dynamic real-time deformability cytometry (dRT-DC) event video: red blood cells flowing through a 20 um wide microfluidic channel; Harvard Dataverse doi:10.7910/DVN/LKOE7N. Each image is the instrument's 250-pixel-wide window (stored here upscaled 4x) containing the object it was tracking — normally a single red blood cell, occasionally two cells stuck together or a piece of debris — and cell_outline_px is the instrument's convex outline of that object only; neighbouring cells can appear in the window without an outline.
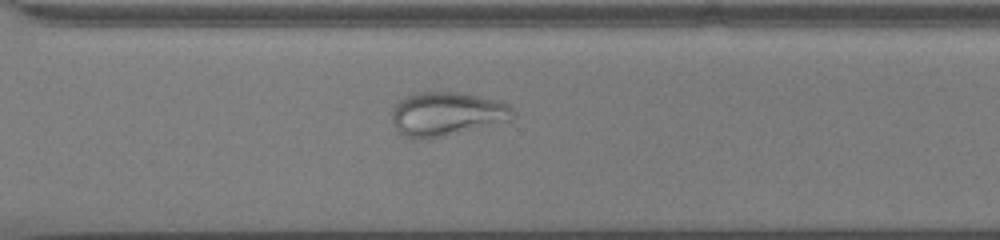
{"species": "common noctule bat (a hibernating species)", "species_latin": "Nyctalus noctula", "temperature_condition": "cold", "stored_images_in_passage": 46, "camera_frame_rate_fps": 3000, "um_per_image_px": 0.085, "animal": {"sex": "male", "body_mass_g": 13.0, "forearm_length_mm": 53.1}, "frame": {"image": 1, "passage_image": 31, "time_ms": 10.0, "image_size_px": [1000, 240], "cell_outline_px": [[516, 116], [512, 120], [444, 136], [404, 136], [392, 124], [392, 108], [400, 100], [416, 92], [464, 92], [496, 100], [508, 104], [516, 112]], "centroid_in_image_um": [38.03, 9.64], "position_along_channel_um": 332.6, "area_um2": 30.58}}
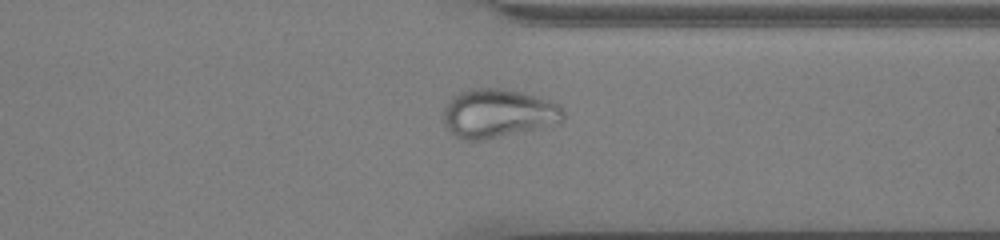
{"frame": {"image": 2, "passage_image": 34, "time_ms": 11.0, "image_size_px": [1000, 240], "cell_outline_px": [[564, 120], [560, 124], [484, 140], [460, 140], [448, 132], [444, 124], [444, 108], [452, 96], [460, 92], [472, 88], [504, 88], [536, 96], [560, 104], [564, 112]], "centroid_in_image_um": [42.34, 9.65], "position_along_channel_um": 369.1, "area_um2": 34.56}}
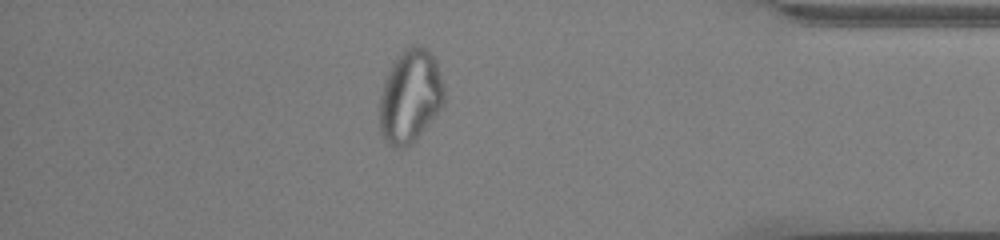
{"frame": {"image": 3, "passage_image": 39, "time_ms": 12.667, "image_size_px": [1000, 240], "cell_outline_px": [[444, 104], [412, 144], [408, 148], [392, 148], [384, 140], [380, 132], [380, 96], [384, 80], [396, 56], [404, 48], [412, 44], [428, 48], [436, 60], [440, 72], [444, 88]], "centroid_in_image_um": [34.86, 8.18], "position_along_channel_um": 400.3, "area_um2": 35.49}}